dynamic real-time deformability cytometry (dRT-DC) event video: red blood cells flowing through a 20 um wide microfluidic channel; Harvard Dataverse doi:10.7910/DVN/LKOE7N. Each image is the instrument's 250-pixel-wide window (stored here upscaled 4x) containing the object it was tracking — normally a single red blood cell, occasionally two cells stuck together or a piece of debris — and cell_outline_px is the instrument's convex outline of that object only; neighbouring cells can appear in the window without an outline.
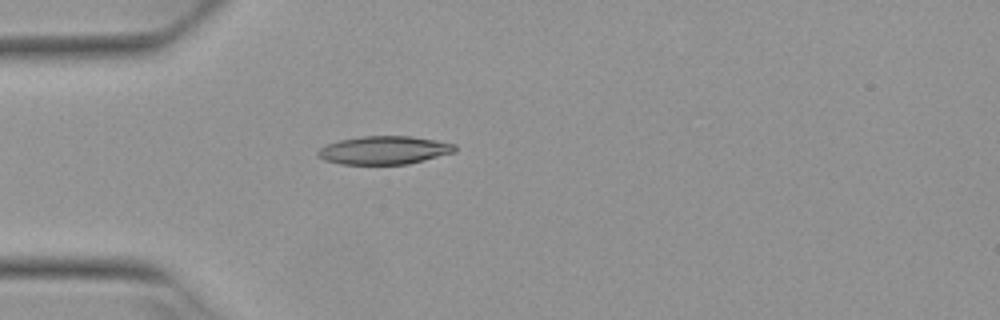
{"species": "Egyptian fruit bat (a non-hibernating species)", "species_latin": "Rousettus aegyptiacus", "temperature_condition": "warm", "stored_images_in_passage": 3, "camera_frame_rate_fps": 3000, "um_per_image_px": 0.085, "animal": {"sex": "female"}, "frame": {"image": 1, "passage_image": 3, "time_ms": 0.667, "image_size_px": [1000, 320], "cell_outline_px": [[456, 152], [408, 164], [340, 164], [324, 160], [316, 156], [316, 152], [324, 144], [340, 140], [360, 136], [412, 136], [436, 140], [456, 144]], "centroid_in_image_um": [32.63, 12.76], "position_along_channel_um": 52.4, "area_um2": 22.77}}